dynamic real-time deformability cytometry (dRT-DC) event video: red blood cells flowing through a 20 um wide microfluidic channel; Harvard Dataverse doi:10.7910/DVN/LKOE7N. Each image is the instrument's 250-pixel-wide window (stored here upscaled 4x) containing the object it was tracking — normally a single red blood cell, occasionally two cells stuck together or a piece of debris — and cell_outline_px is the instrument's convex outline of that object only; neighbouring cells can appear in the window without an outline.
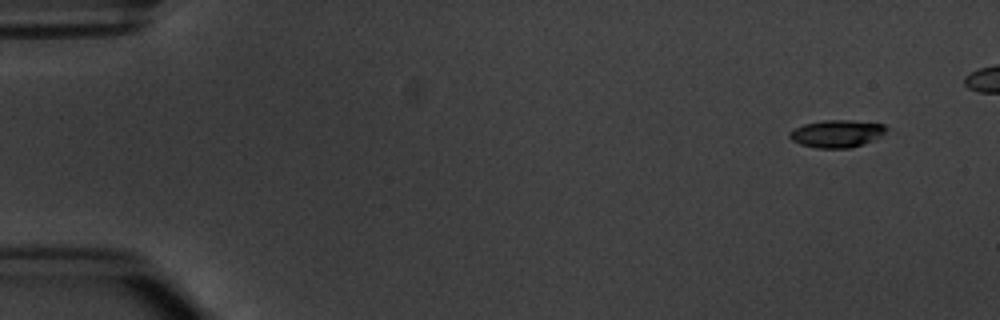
{"species": "common noctule bat (a hibernating species)", "species_latin": "Nyctalus noctula", "temperature_condition": "warm", "stored_images_in_passage": 5, "camera_frame_rate_fps": 3000, "um_per_image_px": 0.085, "animal": {"sex": "male", "body_mass_g": 20.1, "forearm_length_mm": 53.5}, "frame": {"image": 1, "passage_image": 1, "time_ms": 0.0, "image_size_px": [1000, 320], "cell_outline_px": [[888, 132], [864, 144], [852, 148], [816, 148], [800, 144], [792, 140], [788, 136], [788, 132], [804, 124], [824, 120], [852, 120], [884, 124], [888, 128]], "centroid_in_image_um": [71.15, 11.36], "position_along_channel_um": 13.8, "area_um2": 15.61}}